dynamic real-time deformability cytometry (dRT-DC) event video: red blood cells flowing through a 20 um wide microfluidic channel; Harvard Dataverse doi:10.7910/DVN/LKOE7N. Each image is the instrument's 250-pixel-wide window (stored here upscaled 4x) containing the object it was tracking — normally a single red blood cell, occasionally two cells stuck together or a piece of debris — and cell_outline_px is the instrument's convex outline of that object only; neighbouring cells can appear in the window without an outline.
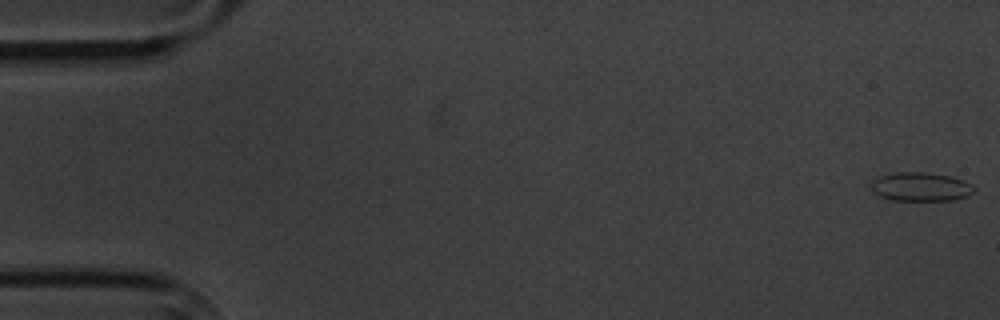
{"species": "common noctule bat (a hibernating species)", "species_latin": "Nyctalus noctula", "temperature_condition": "cold", "stored_images_in_passage": 7, "camera_frame_rate_fps": 3000, "um_per_image_px": 0.085, "animal": {"sex": "male", "body_mass_g": 20.1, "forearm_length_mm": 53.5}, "frame": {"image": 1, "passage_image": 1, "time_ms": 0.0, "image_size_px": [1000, 320], "cell_outline_px": [[976, 188], [968, 196], [956, 200], [888, 200], [872, 192], [872, 180], [880, 176], [896, 172], [924, 172], [952, 176], [964, 180], [972, 184]], "centroid_in_image_um": [78.28, 15.88], "position_along_channel_um": 6.7, "area_um2": 17.46}}
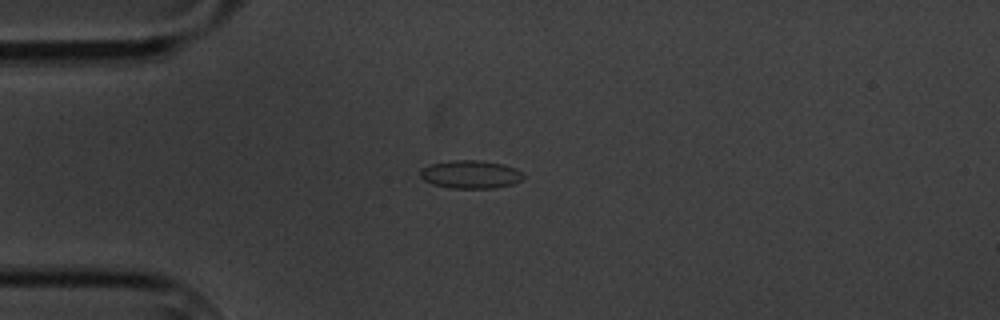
{"frame": {"image": 2, "passage_image": 5, "time_ms": 4.667, "image_size_px": [1000, 320], "cell_outline_px": [[524, 176], [520, 180], [512, 184], [492, 188], [452, 188], [432, 184], [424, 180], [420, 176], [420, 168], [432, 164], [452, 160], [480, 160], [504, 164], [516, 168]], "centroid_in_image_um": [39.98, 14.81], "position_along_channel_um": 45.0, "area_um2": 16.82}}
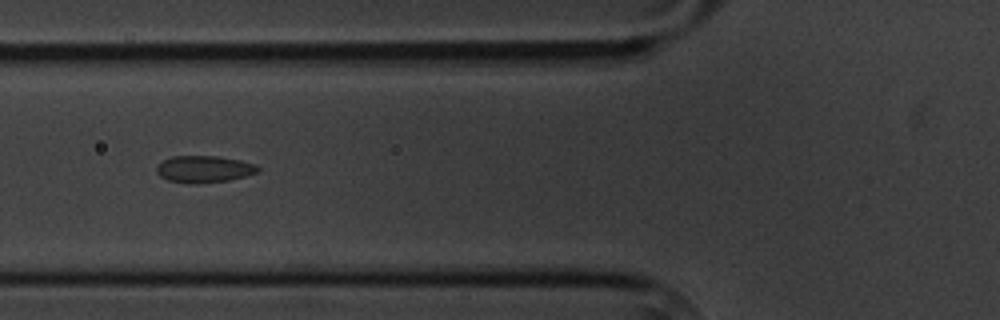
{"frame": {"image": 3, "passage_image": 7, "time_ms": 7.0, "image_size_px": [1000, 320], "cell_outline_px": [[260, 168], [256, 172], [244, 176], [228, 180], [196, 184], [192, 184], [168, 180], [160, 176], [156, 172], [156, 168], [164, 160], [172, 156], [216, 156], [240, 160], [256, 164]], "centroid_in_image_um": [17.33, 14.37], "position_along_channel_um": 108.5, "area_um2": 15.72}}